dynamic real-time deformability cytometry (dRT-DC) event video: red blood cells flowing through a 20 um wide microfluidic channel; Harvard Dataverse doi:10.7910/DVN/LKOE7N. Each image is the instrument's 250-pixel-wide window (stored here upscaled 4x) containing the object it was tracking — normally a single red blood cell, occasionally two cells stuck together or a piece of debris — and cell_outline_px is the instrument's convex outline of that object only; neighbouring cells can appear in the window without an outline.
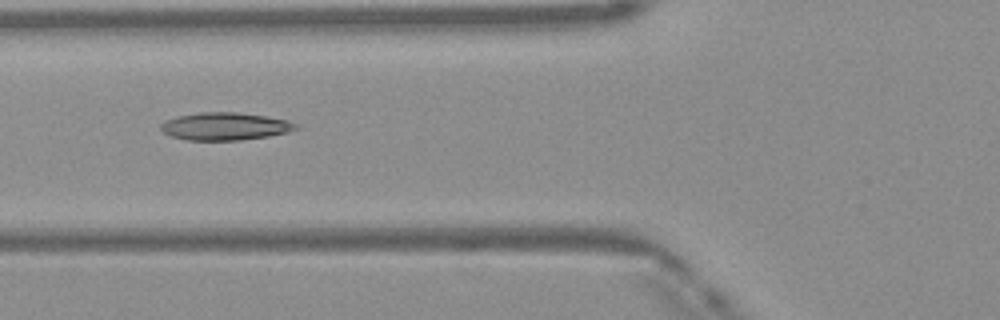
{"species": "Egyptian fruit bat (a non-hibernating species)", "species_latin": "Rousettus aegyptiacus", "temperature_condition": "warm", "stored_images_in_passage": 12, "camera_frame_rate_fps": 3000, "um_per_image_px": 0.085, "frame": {"image": 1, "passage_image": 3, "time_ms": 0.667, "image_size_px": [1000, 320], "cell_outline_px": [[300, 128], [288, 132], [268, 136], [240, 140], [188, 140], [172, 136], [164, 132], [160, 128], [160, 124], [168, 120], [180, 116], [200, 112], [236, 112], [268, 116], [288, 120], [300, 124]], "centroid_in_image_um": [19.21, 10.73], "position_along_channel_um": 106.6, "area_um2": 21.73}}